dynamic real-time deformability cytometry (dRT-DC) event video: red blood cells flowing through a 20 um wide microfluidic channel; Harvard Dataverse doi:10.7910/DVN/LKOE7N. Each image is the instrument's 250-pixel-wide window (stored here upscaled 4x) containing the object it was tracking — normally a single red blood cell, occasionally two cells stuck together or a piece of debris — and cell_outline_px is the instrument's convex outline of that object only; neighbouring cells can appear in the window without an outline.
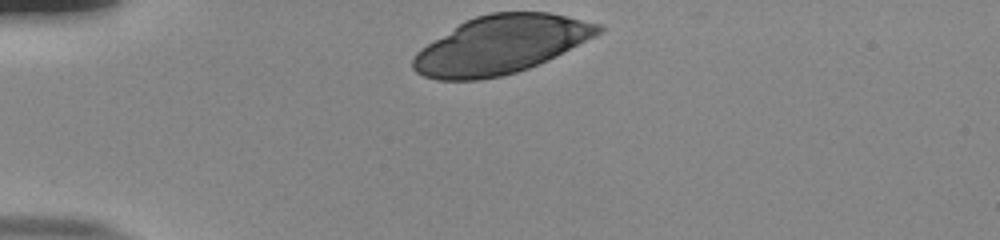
{"species": "human", "species_latin": "Homo sapiens", "temperature_condition": "room temperature", "stored_images_in_passage": 32, "camera_frame_rate_fps": 3000, "um_per_image_px": 0.085, "donor": {"sex": "male"}, "frame": {"image": 1, "passage_image": 1, "time_ms": 0.0, "image_size_px": [1000, 240], "cell_outline_px": [[604, 32], [548, 60], [528, 68], [516, 72], [500, 76], [480, 80], [436, 80], [424, 76], [416, 72], [412, 68], [412, 60], [416, 52], [420, 48], [464, 20], [476, 16], [492, 12], [548, 12], [600, 24], [604, 28]], "centroid_in_image_um": [42.55, 3.81], "position_along_channel_um": 42.4, "area_um2": 62.83}}